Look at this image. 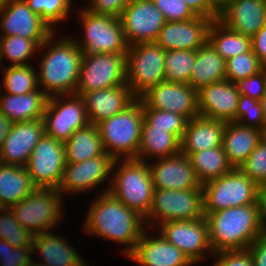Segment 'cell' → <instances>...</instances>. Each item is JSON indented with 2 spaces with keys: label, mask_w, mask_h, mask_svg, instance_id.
Here are the masks:
<instances>
[{
  "label": "cell",
  "mask_w": 266,
  "mask_h": 266,
  "mask_svg": "<svg viewBox=\"0 0 266 266\" xmlns=\"http://www.w3.org/2000/svg\"><path fill=\"white\" fill-rule=\"evenodd\" d=\"M94 200L83 223L85 233L127 246L121 253L128 257L147 229L144 217L109 192H101Z\"/></svg>",
  "instance_id": "1"
},
{
  "label": "cell",
  "mask_w": 266,
  "mask_h": 266,
  "mask_svg": "<svg viewBox=\"0 0 266 266\" xmlns=\"http://www.w3.org/2000/svg\"><path fill=\"white\" fill-rule=\"evenodd\" d=\"M56 32L39 48L44 54L37 70L38 85L48 97L75 93L83 56L72 36L59 38Z\"/></svg>",
  "instance_id": "2"
},
{
  "label": "cell",
  "mask_w": 266,
  "mask_h": 266,
  "mask_svg": "<svg viewBox=\"0 0 266 266\" xmlns=\"http://www.w3.org/2000/svg\"><path fill=\"white\" fill-rule=\"evenodd\" d=\"M209 243L213 253L246 250L264 233L260 221L259 205L230 207L209 213Z\"/></svg>",
  "instance_id": "3"
},
{
  "label": "cell",
  "mask_w": 266,
  "mask_h": 266,
  "mask_svg": "<svg viewBox=\"0 0 266 266\" xmlns=\"http://www.w3.org/2000/svg\"><path fill=\"white\" fill-rule=\"evenodd\" d=\"M112 175L108 192L145 218L154 195V184L148 162L137 159H115Z\"/></svg>",
  "instance_id": "4"
},
{
  "label": "cell",
  "mask_w": 266,
  "mask_h": 266,
  "mask_svg": "<svg viewBox=\"0 0 266 266\" xmlns=\"http://www.w3.org/2000/svg\"><path fill=\"white\" fill-rule=\"evenodd\" d=\"M143 108L136 99L125 110L97 124L104 151L114 159H137Z\"/></svg>",
  "instance_id": "5"
},
{
  "label": "cell",
  "mask_w": 266,
  "mask_h": 266,
  "mask_svg": "<svg viewBox=\"0 0 266 266\" xmlns=\"http://www.w3.org/2000/svg\"><path fill=\"white\" fill-rule=\"evenodd\" d=\"M205 217L203 188L154 189L152 205L144 218L146 227L154 231L169 221L195 220Z\"/></svg>",
  "instance_id": "6"
},
{
  "label": "cell",
  "mask_w": 266,
  "mask_h": 266,
  "mask_svg": "<svg viewBox=\"0 0 266 266\" xmlns=\"http://www.w3.org/2000/svg\"><path fill=\"white\" fill-rule=\"evenodd\" d=\"M77 16L84 30L80 41L72 37L83 54H126L128 44L120 18L80 8Z\"/></svg>",
  "instance_id": "7"
},
{
  "label": "cell",
  "mask_w": 266,
  "mask_h": 266,
  "mask_svg": "<svg viewBox=\"0 0 266 266\" xmlns=\"http://www.w3.org/2000/svg\"><path fill=\"white\" fill-rule=\"evenodd\" d=\"M62 198L58 188H36L10 209L17 222L35 236L54 229L62 220Z\"/></svg>",
  "instance_id": "8"
},
{
  "label": "cell",
  "mask_w": 266,
  "mask_h": 266,
  "mask_svg": "<svg viewBox=\"0 0 266 266\" xmlns=\"http://www.w3.org/2000/svg\"><path fill=\"white\" fill-rule=\"evenodd\" d=\"M202 188L205 216L230 207L258 204V185L238 168L207 181Z\"/></svg>",
  "instance_id": "9"
},
{
  "label": "cell",
  "mask_w": 266,
  "mask_h": 266,
  "mask_svg": "<svg viewBox=\"0 0 266 266\" xmlns=\"http://www.w3.org/2000/svg\"><path fill=\"white\" fill-rule=\"evenodd\" d=\"M165 50L156 43H139L126 53V84L139 99L150 88L165 81Z\"/></svg>",
  "instance_id": "10"
},
{
  "label": "cell",
  "mask_w": 266,
  "mask_h": 266,
  "mask_svg": "<svg viewBox=\"0 0 266 266\" xmlns=\"http://www.w3.org/2000/svg\"><path fill=\"white\" fill-rule=\"evenodd\" d=\"M42 119L45 134L64 143L89 124L84 100L75 93L49 97Z\"/></svg>",
  "instance_id": "11"
},
{
  "label": "cell",
  "mask_w": 266,
  "mask_h": 266,
  "mask_svg": "<svg viewBox=\"0 0 266 266\" xmlns=\"http://www.w3.org/2000/svg\"><path fill=\"white\" fill-rule=\"evenodd\" d=\"M126 84V54H83L75 94Z\"/></svg>",
  "instance_id": "12"
},
{
  "label": "cell",
  "mask_w": 266,
  "mask_h": 266,
  "mask_svg": "<svg viewBox=\"0 0 266 266\" xmlns=\"http://www.w3.org/2000/svg\"><path fill=\"white\" fill-rule=\"evenodd\" d=\"M65 165L64 142L44 134L34 147L25 168L37 188H58Z\"/></svg>",
  "instance_id": "13"
},
{
  "label": "cell",
  "mask_w": 266,
  "mask_h": 266,
  "mask_svg": "<svg viewBox=\"0 0 266 266\" xmlns=\"http://www.w3.org/2000/svg\"><path fill=\"white\" fill-rule=\"evenodd\" d=\"M157 229L156 231L181 250L193 265L205 260L207 252L214 255L209 243L208 223L205 217L169 221L160 224Z\"/></svg>",
  "instance_id": "14"
},
{
  "label": "cell",
  "mask_w": 266,
  "mask_h": 266,
  "mask_svg": "<svg viewBox=\"0 0 266 266\" xmlns=\"http://www.w3.org/2000/svg\"><path fill=\"white\" fill-rule=\"evenodd\" d=\"M128 46L155 43L166 23L153 0H130L120 16Z\"/></svg>",
  "instance_id": "15"
},
{
  "label": "cell",
  "mask_w": 266,
  "mask_h": 266,
  "mask_svg": "<svg viewBox=\"0 0 266 266\" xmlns=\"http://www.w3.org/2000/svg\"><path fill=\"white\" fill-rule=\"evenodd\" d=\"M114 161L115 159L105 152L103 155L80 163L66 164L58 190L62 196L67 193L71 195L87 193L86 191L91 192V189H96L98 185L109 180L107 188L104 186L103 190V193L108 192Z\"/></svg>",
  "instance_id": "16"
},
{
  "label": "cell",
  "mask_w": 266,
  "mask_h": 266,
  "mask_svg": "<svg viewBox=\"0 0 266 266\" xmlns=\"http://www.w3.org/2000/svg\"><path fill=\"white\" fill-rule=\"evenodd\" d=\"M139 99L142 108L171 111L184 116L188 121L200 115L197 91L189 84L164 81L150 88Z\"/></svg>",
  "instance_id": "17"
},
{
  "label": "cell",
  "mask_w": 266,
  "mask_h": 266,
  "mask_svg": "<svg viewBox=\"0 0 266 266\" xmlns=\"http://www.w3.org/2000/svg\"><path fill=\"white\" fill-rule=\"evenodd\" d=\"M0 17V36L47 40L55 32L25 0H9L0 11Z\"/></svg>",
  "instance_id": "18"
},
{
  "label": "cell",
  "mask_w": 266,
  "mask_h": 266,
  "mask_svg": "<svg viewBox=\"0 0 266 266\" xmlns=\"http://www.w3.org/2000/svg\"><path fill=\"white\" fill-rule=\"evenodd\" d=\"M196 16L187 21H166L155 41L165 51L197 50L208 42V31L213 20Z\"/></svg>",
  "instance_id": "19"
},
{
  "label": "cell",
  "mask_w": 266,
  "mask_h": 266,
  "mask_svg": "<svg viewBox=\"0 0 266 266\" xmlns=\"http://www.w3.org/2000/svg\"><path fill=\"white\" fill-rule=\"evenodd\" d=\"M240 93L236 83L228 80L211 83L197 91L201 116L224 122H236Z\"/></svg>",
  "instance_id": "20"
},
{
  "label": "cell",
  "mask_w": 266,
  "mask_h": 266,
  "mask_svg": "<svg viewBox=\"0 0 266 266\" xmlns=\"http://www.w3.org/2000/svg\"><path fill=\"white\" fill-rule=\"evenodd\" d=\"M154 161H148L154 189L185 190L202 187L189 157L183 153L157 158Z\"/></svg>",
  "instance_id": "21"
},
{
  "label": "cell",
  "mask_w": 266,
  "mask_h": 266,
  "mask_svg": "<svg viewBox=\"0 0 266 266\" xmlns=\"http://www.w3.org/2000/svg\"><path fill=\"white\" fill-rule=\"evenodd\" d=\"M44 134L43 119L13 123L0 149V162L25 167Z\"/></svg>",
  "instance_id": "22"
},
{
  "label": "cell",
  "mask_w": 266,
  "mask_h": 266,
  "mask_svg": "<svg viewBox=\"0 0 266 266\" xmlns=\"http://www.w3.org/2000/svg\"><path fill=\"white\" fill-rule=\"evenodd\" d=\"M143 232L129 259L141 266H192L193 264L177 247L169 243L160 233ZM153 233V236L150 234ZM151 235V236H150Z\"/></svg>",
  "instance_id": "23"
},
{
  "label": "cell",
  "mask_w": 266,
  "mask_h": 266,
  "mask_svg": "<svg viewBox=\"0 0 266 266\" xmlns=\"http://www.w3.org/2000/svg\"><path fill=\"white\" fill-rule=\"evenodd\" d=\"M81 96L89 123L94 125L122 112L137 99L127 84L89 91Z\"/></svg>",
  "instance_id": "24"
},
{
  "label": "cell",
  "mask_w": 266,
  "mask_h": 266,
  "mask_svg": "<svg viewBox=\"0 0 266 266\" xmlns=\"http://www.w3.org/2000/svg\"><path fill=\"white\" fill-rule=\"evenodd\" d=\"M218 20L228 29L252 38L266 24V0H232Z\"/></svg>",
  "instance_id": "25"
},
{
  "label": "cell",
  "mask_w": 266,
  "mask_h": 266,
  "mask_svg": "<svg viewBox=\"0 0 266 266\" xmlns=\"http://www.w3.org/2000/svg\"><path fill=\"white\" fill-rule=\"evenodd\" d=\"M226 122L198 115L190 119L180 141V152L186 156L222 146Z\"/></svg>",
  "instance_id": "26"
},
{
  "label": "cell",
  "mask_w": 266,
  "mask_h": 266,
  "mask_svg": "<svg viewBox=\"0 0 266 266\" xmlns=\"http://www.w3.org/2000/svg\"><path fill=\"white\" fill-rule=\"evenodd\" d=\"M51 232L47 231L33 238L32 254L37 256L40 253L42 263L50 266H89L77 249L69 245L67 238Z\"/></svg>",
  "instance_id": "27"
},
{
  "label": "cell",
  "mask_w": 266,
  "mask_h": 266,
  "mask_svg": "<svg viewBox=\"0 0 266 266\" xmlns=\"http://www.w3.org/2000/svg\"><path fill=\"white\" fill-rule=\"evenodd\" d=\"M263 137L262 130L242 126L236 122H227L224 127L222 147L229 164L239 169Z\"/></svg>",
  "instance_id": "28"
},
{
  "label": "cell",
  "mask_w": 266,
  "mask_h": 266,
  "mask_svg": "<svg viewBox=\"0 0 266 266\" xmlns=\"http://www.w3.org/2000/svg\"><path fill=\"white\" fill-rule=\"evenodd\" d=\"M49 97L39 88L22 95L0 90V111L13 123L42 119Z\"/></svg>",
  "instance_id": "29"
},
{
  "label": "cell",
  "mask_w": 266,
  "mask_h": 266,
  "mask_svg": "<svg viewBox=\"0 0 266 266\" xmlns=\"http://www.w3.org/2000/svg\"><path fill=\"white\" fill-rule=\"evenodd\" d=\"M37 187L25 167L0 162V204L10 209Z\"/></svg>",
  "instance_id": "30"
},
{
  "label": "cell",
  "mask_w": 266,
  "mask_h": 266,
  "mask_svg": "<svg viewBox=\"0 0 266 266\" xmlns=\"http://www.w3.org/2000/svg\"><path fill=\"white\" fill-rule=\"evenodd\" d=\"M226 61L207 42L196 50V58L188 83L194 90L226 79Z\"/></svg>",
  "instance_id": "31"
},
{
  "label": "cell",
  "mask_w": 266,
  "mask_h": 266,
  "mask_svg": "<svg viewBox=\"0 0 266 266\" xmlns=\"http://www.w3.org/2000/svg\"><path fill=\"white\" fill-rule=\"evenodd\" d=\"M66 164H76L105 153L97 125L77 129L64 143Z\"/></svg>",
  "instance_id": "32"
},
{
  "label": "cell",
  "mask_w": 266,
  "mask_h": 266,
  "mask_svg": "<svg viewBox=\"0 0 266 266\" xmlns=\"http://www.w3.org/2000/svg\"><path fill=\"white\" fill-rule=\"evenodd\" d=\"M180 153V140L167 130L154 129L145 120L142 124L137 160L165 158ZM147 160V161H146Z\"/></svg>",
  "instance_id": "33"
},
{
  "label": "cell",
  "mask_w": 266,
  "mask_h": 266,
  "mask_svg": "<svg viewBox=\"0 0 266 266\" xmlns=\"http://www.w3.org/2000/svg\"><path fill=\"white\" fill-rule=\"evenodd\" d=\"M208 43L225 61L252 49L251 37L228 29L218 19L209 27Z\"/></svg>",
  "instance_id": "34"
},
{
  "label": "cell",
  "mask_w": 266,
  "mask_h": 266,
  "mask_svg": "<svg viewBox=\"0 0 266 266\" xmlns=\"http://www.w3.org/2000/svg\"><path fill=\"white\" fill-rule=\"evenodd\" d=\"M188 157L201 184L225 175L233 169L222 146L195 152Z\"/></svg>",
  "instance_id": "35"
},
{
  "label": "cell",
  "mask_w": 266,
  "mask_h": 266,
  "mask_svg": "<svg viewBox=\"0 0 266 266\" xmlns=\"http://www.w3.org/2000/svg\"><path fill=\"white\" fill-rule=\"evenodd\" d=\"M3 75L0 90L13 95H22L39 89L37 69L28 65L2 66ZM3 85V86H2Z\"/></svg>",
  "instance_id": "36"
},
{
  "label": "cell",
  "mask_w": 266,
  "mask_h": 266,
  "mask_svg": "<svg viewBox=\"0 0 266 266\" xmlns=\"http://www.w3.org/2000/svg\"><path fill=\"white\" fill-rule=\"evenodd\" d=\"M46 40H31L20 36H1L0 38V64L9 60L11 66L28 65L35 53ZM37 51V52H36Z\"/></svg>",
  "instance_id": "37"
},
{
  "label": "cell",
  "mask_w": 266,
  "mask_h": 266,
  "mask_svg": "<svg viewBox=\"0 0 266 266\" xmlns=\"http://www.w3.org/2000/svg\"><path fill=\"white\" fill-rule=\"evenodd\" d=\"M196 58V50L165 51V81L174 83L190 82Z\"/></svg>",
  "instance_id": "38"
},
{
  "label": "cell",
  "mask_w": 266,
  "mask_h": 266,
  "mask_svg": "<svg viewBox=\"0 0 266 266\" xmlns=\"http://www.w3.org/2000/svg\"><path fill=\"white\" fill-rule=\"evenodd\" d=\"M73 0H25L28 7L40 16L54 31L56 25L67 20Z\"/></svg>",
  "instance_id": "39"
},
{
  "label": "cell",
  "mask_w": 266,
  "mask_h": 266,
  "mask_svg": "<svg viewBox=\"0 0 266 266\" xmlns=\"http://www.w3.org/2000/svg\"><path fill=\"white\" fill-rule=\"evenodd\" d=\"M143 119L154 129L167 130L180 141L188 120L177 113L154 108H143Z\"/></svg>",
  "instance_id": "40"
},
{
  "label": "cell",
  "mask_w": 266,
  "mask_h": 266,
  "mask_svg": "<svg viewBox=\"0 0 266 266\" xmlns=\"http://www.w3.org/2000/svg\"><path fill=\"white\" fill-rule=\"evenodd\" d=\"M0 213V239L12 247H32L34 235L17 222L11 209L3 208Z\"/></svg>",
  "instance_id": "41"
},
{
  "label": "cell",
  "mask_w": 266,
  "mask_h": 266,
  "mask_svg": "<svg viewBox=\"0 0 266 266\" xmlns=\"http://www.w3.org/2000/svg\"><path fill=\"white\" fill-rule=\"evenodd\" d=\"M225 66L226 80L232 83L256 75L265 68L252 49L247 53L226 60Z\"/></svg>",
  "instance_id": "42"
},
{
  "label": "cell",
  "mask_w": 266,
  "mask_h": 266,
  "mask_svg": "<svg viewBox=\"0 0 266 266\" xmlns=\"http://www.w3.org/2000/svg\"><path fill=\"white\" fill-rule=\"evenodd\" d=\"M236 123L265 131L266 121L260 101L240 95L236 111Z\"/></svg>",
  "instance_id": "43"
},
{
  "label": "cell",
  "mask_w": 266,
  "mask_h": 266,
  "mask_svg": "<svg viewBox=\"0 0 266 266\" xmlns=\"http://www.w3.org/2000/svg\"><path fill=\"white\" fill-rule=\"evenodd\" d=\"M258 186L266 184V138L263 137L239 168Z\"/></svg>",
  "instance_id": "44"
},
{
  "label": "cell",
  "mask_w": 266,
  "mask_h": 266,
  "mask_svg": "<svg viewBox=\"0 0 266 266\" xmlns=\"http://www.w3.org/2000/svg\"><path fill=\"white\" fill-rule=\"evenodd\" d=\"M32 255V247H12L0 239V266H28Z\"/></svg>",
  "instance_id": "45"
},
{
  "label": "cell",
  "mask_w": 266,
  "mask_h": 266,
  "mask_svg": "<svg viewBox=\"0 0 266 266\" xmlns=\"http://www.w3.org/2000/svg\"><path fill=\"white\" fill-rule=\"evenodd\" d=\"M166 21H187L197 15L183 0H153Z\"/></svg>",
  "instance_id": "46"
},
{
  "label": "cell",
  "mask_w": 266,
  "mask_h": 266,
  "mask_svg": "<svg viewBox=\"0 0 266 266\" xmlns=\"http://www.w3.org/2000/svg\"><path fill=\"white\" fill-rule=\"evenodd\" d=\"M236 84L241 95L260 100L266 92V67L258 74L241 79Z\"/></svg>",
  "instance_id": "47"
},
{
  "label": "cell",
  "mask_w": 266,
  "mask_h": 266,
  "mask_svg": "<svg viewBox=\"0 0 266 266\" xmlns=\"http://www.w3.org/2000/svg\"><path fill=\"white\" fill-rule=\"evenodd\" d=\"M213 256L216 258L213 266H255L248 249L221 251Z\"/></svg>",
  "instance_id": "48"
},
{
  "label": "cell",
  "mask_w": 266,
  "mask_h": 266,
  "mask_svg": "<svg viewBox=\"0 0 266 266\" xmlns=\"http://www.w3.org/2000/svg\"><path fill=\"white\" fill-rule=\"evenodd\" d=\"M90 3L84 6L85 9L92 13L108 15L120 18L123 9L128 5L130 0H87Z\"/></svg>",
  "instance_id": "49"
},
{
  "label": "cell",
  "mask_w": 266,
  "mask_h": 266,
  "mask_svg": "<svg viewBox=\"0 0 266 266\" xmlns=\"http://www.w3.org/2000/svg\"><path fill=\"white\" fill-rule=\"evenodd\" d=\"M253 53L266 67V24L251 38Z\"/></svg>",
  "instance_id": "50"
},
{
  "label": "cell",
  "mask_w": 266,
  "mask_h": 266,
  "mask_svg": "<svg viewBox=\"0 0 266 266\" xmlns=\"http://www.w3.org/2000/svg\"><path fill=\"white\" fill-rule=\"evenodd\" d=\"M247 249L255 266H266V233L258 237Z\"/></svg>",
  "instance_id": "51"
},
{
  "label": "cell",
  "mask_w": 266,
  "mask_h": 266,
  "mask_svg": "<svg viewBox=\"0 0 266 266\" xmlns=\"http://www.w3.org/2000/svg\"><path fill=\"white\" fill-rule=\"evenodd\" d=\"M198 16L218 18L219 14L208 4L207 0H183Z\"/></svg>",
  "instance_id": "52"
},
{
  "label": "cell",
  "mask_w": 266,
  "mask_h": 266,
  "mask_svg": "<svg viewBox=\"0 0 266 266\" xmlns=\"http://www.w3.org/2000/svg\"><path fill=\"white\" fill-rule=\"evenodd\" d=\"M260 221L264 233H266V184L258 186V198Z\"/></svg>",
  "instance_id": "53"
},
{
  "label": "cell",
  "mask_w": 266,
  "mask_h": 266,
  "mask_svg": "<svg viewBox=\"0 0 266 266\" xmlns=\"http://www.w3.org/2000/svg\"><path fill=\"white\" fill-rule=\"evenodd\" d=\"M13 122L0 111V149L11 130Z\"/></svg>",
  "instance_id": "54"
},
{
  "label": "cell",
  "mask_w": 266,
  "mask_h": 266,
  "mask_svg": "<svg viewBox=\"0 0 266 266\" xmlns=\"http://www.w3.org/2000/svg\"><path fill=\"white\" fill-rule=\"evenodd\" d=\"M208 4L219 14L232 0H207Z\"/></svg>",
  "instance_id": "55"
},
{
  "label": "cell",
  "mask_w": 266,
  "mask_h": 266,
  "mask_svg": "<svg viewBox=\"0 0 266 266\" xmlns=\"http://www.w3.org/2000/svg\"><path fill=\"white\" fill-rule=\"evenodd\" d=\"M259 101H260V104L262 106L263 115H264V118H265V121H266V92H265V94L262 96V98Z\"/></svg>",
  "instance_id": "56"
},
{
  "label": "cell",
  "mask_w": 266,
  "mask_h": 266,
  "mask_svg": "<svg viewBox=\"0 0 266 266\" xmlns=\"http://www.w3.org/2000/svg\"><path fill=\"white\" fill-rule=\"evenodd\" d=\"M33 257H32V260L30 261V264L28 266H50L46 263H42V262H37L36 260H34Z\"/></svg>",
  "instance_id": "57"
},
{
  "label": "cell",
  "mask_w": 266,
  "mask_h": 266,
  "mask_svg": "<svg viewBox=\"0 0 266 266\" xmlns=\"http://www.w3.org/2000/svg\"><path fill=\"white\" fill-rule=\"evenodd\" d=\"M9 2V0H0V11Z\"/></svg>",
  "instance_id": "58"
}]
</instances>
